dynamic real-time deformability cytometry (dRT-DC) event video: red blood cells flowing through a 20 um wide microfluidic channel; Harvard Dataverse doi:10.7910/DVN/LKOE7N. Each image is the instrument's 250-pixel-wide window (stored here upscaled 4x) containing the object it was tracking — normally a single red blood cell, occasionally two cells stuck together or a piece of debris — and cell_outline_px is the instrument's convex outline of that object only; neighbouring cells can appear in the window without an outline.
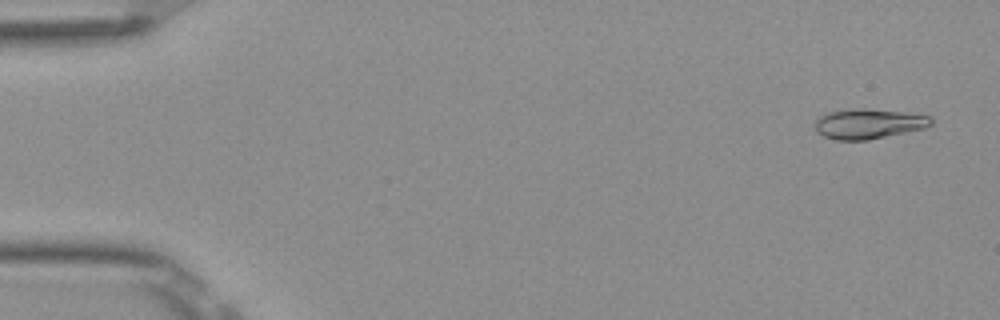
{"species": "Egyptian fruit bat (a non-hibernating species)", "species_latin": "Rousettus aegyptiacus", "temperature_condition": "room temperature", "stored_images_in_passage": 52, "camera_frame_rate_fps": 3000, "um_per_image_px": 0.085, "frame": {"image": 1, "passage_image": 3, "time_ms": 0.667, "image_size_px": [1000, 320], "cell_outline_px": [[932, 124], [928, 128], [868, 140], [836, 140], [824, 136], [816, 132], [816, 120], [824, 112], [852, 108], [864, 108], [904, 112], [928, 116], [932, 120]], "centroid_in_image_um": [73.82, 10.52], "position_along_channel_um": 11.2, "area_um2": 20.52}}
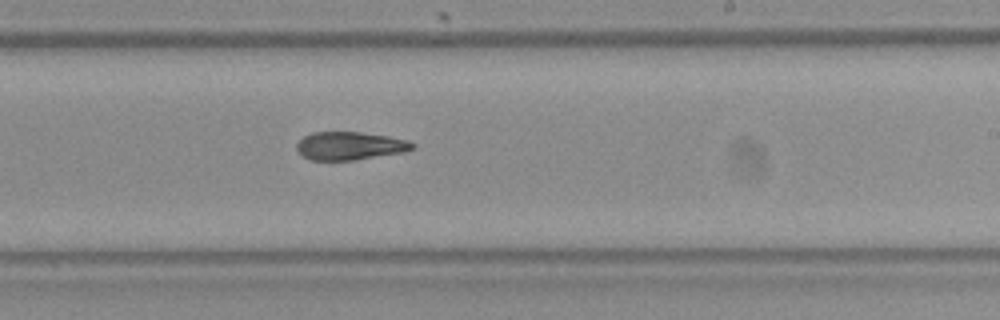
{"frame": {"image": 2, "passage_image": 32, "time_ms": 10.333, "image_size_px": [1000, 320], "cell_outline_px": [[416, 148], [404, 152], [352, 160], [308, 160], [296, 148], [296, 144], [304, 136], [312, 132], [360, 132], [388, 136], [408, 140], [416, 144]], "centroid_in_image_um": [29.76, 12.39], "position_along_channel_um": 259.2, "area_um2": 18.96}}
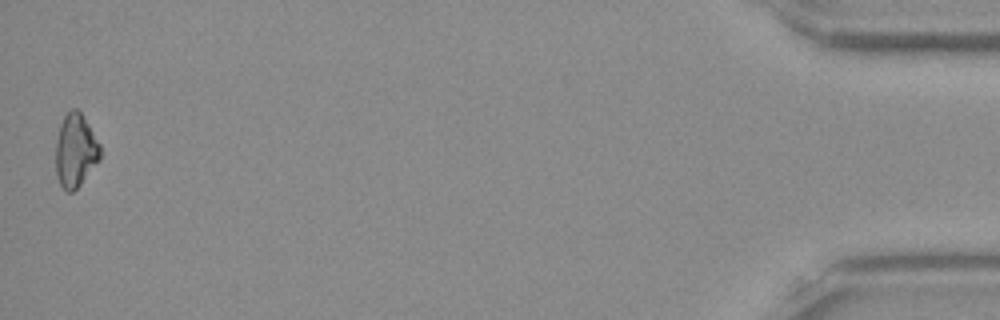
{"frame": {"image": 3, "passage_image": 52, "time_ms": 17.0, "image_size_px": [1000, 320], "cell_outline_px": [[100, 160], [80, 184], [72, 192], [68, 192], [60, 184], [56, 176], [56, 140], [60, 124], [64, 116], [72, 108], [76, 108], [80, 112], [88, 124], [100, 144]], "centroid_in_image_um": [6.41, 12.79], "position_along_channel_um": 428.8, "area_um2": 18.84}, "authors_computed_cell_mechanics": {"area_um2": 19.7676, "velocity_mm_per_s": 3.9191, "shape_relaxation_time_tau1_ms": 5.3782, "shape_relaxation_time_tau2_ms": 4.1425, "deformation_change_tau1": 0.1686, "deformation_change_tau2": 0.0973}}